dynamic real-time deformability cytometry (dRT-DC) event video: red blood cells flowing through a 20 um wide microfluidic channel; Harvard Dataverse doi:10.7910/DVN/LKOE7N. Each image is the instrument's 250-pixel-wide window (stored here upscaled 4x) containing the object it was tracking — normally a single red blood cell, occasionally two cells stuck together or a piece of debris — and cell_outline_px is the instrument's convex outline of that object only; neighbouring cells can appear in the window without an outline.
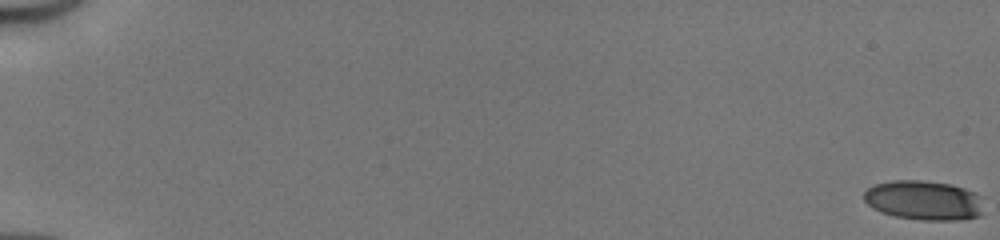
{"species": "human", "species_latin": "Homo sapiens", "temperature_condition": "cold", "stored_images_in_passage": 52, "camera_frame_rate_fps": 3000, "um_per_image_px": 0.085, "donor": {"sex": "male"}, "frame": {"image": 1, "passage_image": 1, "time_ms": 0.0, "image_size_px": [1000, 240], "cell_outline_px": [[980, 216], [960, 220], [920, 220], [896, 216], [880, 212], [872, 208], [864, 200], [864, 192], [868, 188], [876, 184], [892, 180], [920, 180], [952, 184], [976, 192], [980, 196]], "centroid_in_image_um": [78.5, 17.02], "position_along_channel_um": 6.5, "area_um2": 27.57}}
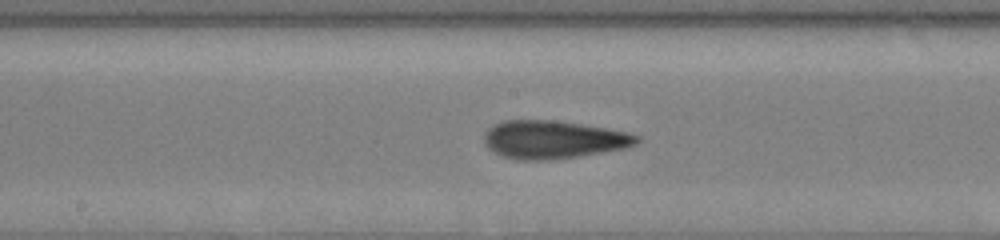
{"frame": {"image": 2, "passage_image": 30, "time_ms": 9.667, "image_size_px": [1000, 240], "cell_outline_px": [[640, 140], [636, 144], [624, 148], [576, 156], [544, 160], [520, 160], [504, 156], [488, 148], [484, 144], [484, 132], [488, 128], [504, 120], [556, 120], [608, 128], [628, 132], [640, 136]], "centroid_in_image_um": [47.03, 11.84], "position_along_channel_um": 201.2, "area_um2": 33.64}}
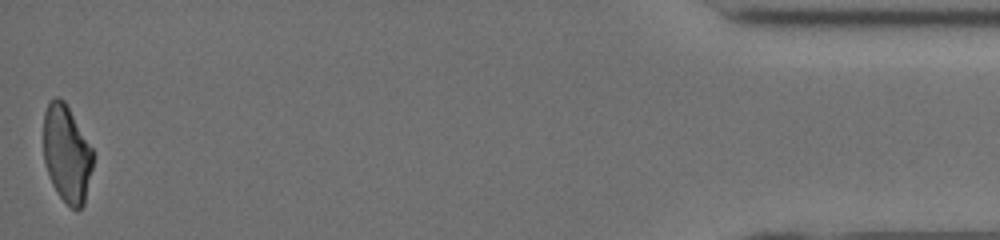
{"frame": {"image": 3, "passage_image": 52, "time_ms": 17.0, "image_size_px": [1000, 240], "cell_outline_px": [[92, 168], [84, 204], [76, 212], [60, 196], [52, 184], [44, 160], [44, 112], [48, 100], [56, 96], [64, 100], [92, 148]], "centroid_in_image_um": [5.66, 13.05], "position_along_channel_um": 429.5, "area_um2": 27.8}, "authors_computed_cell_mechanics": {"area_um2": 31.0386, "velocity_mm_per_s": 4.1809, "shape_relaxation_time_tau1_ms": 5.5457, "shape_relaxation_time_tau2_ms": 2.3029, "deformation_change_tau1": 0.186, "deformation_change_tau2": 0.1026}}